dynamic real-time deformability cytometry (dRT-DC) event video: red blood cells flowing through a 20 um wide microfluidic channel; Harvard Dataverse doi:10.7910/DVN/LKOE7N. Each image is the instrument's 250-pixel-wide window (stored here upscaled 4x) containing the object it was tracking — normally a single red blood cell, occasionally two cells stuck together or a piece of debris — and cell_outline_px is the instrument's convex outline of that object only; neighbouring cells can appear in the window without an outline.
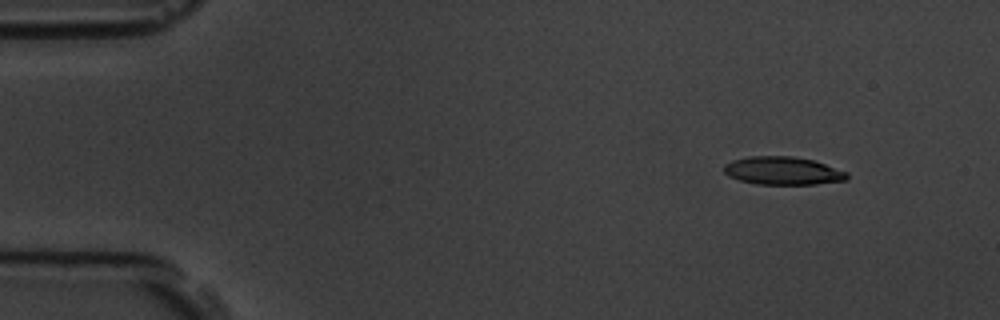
{"species": "common noctule bat (a hibernating species)", "species_latin": "Nyctalus noctula", "temperature_condition": "room temperature", "stored_images_in_passage": 4, "camera_frame_rate_fps": 3000, "um_per_image_px": 0.085, "animal": {"sex": "male", "body_mass_g": 19.5, "forearm_length_mm": 54.6}, "frame": {"image": 1, "passage_image": 1, "time_ms": 0.0, "image_size_px": [1000, 320], "cell_outline_px": [[848, 180], [816, 184], [756, 184], [740, 180], [728, 176], [724, 172], [724, 164], [732, 160], [748, 156], [792, 156], [812, 160], [848, 172]], "centroid_in_image_um": [66.53, 14.51], "position_along_channel_um": 18.5, "area_um2": 20.11}}
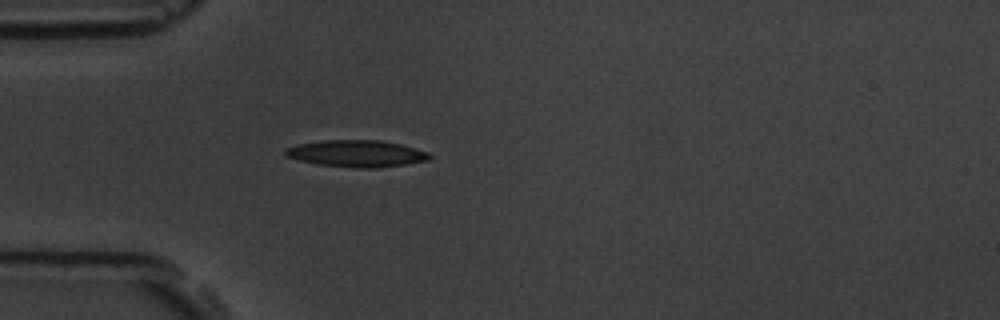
{"frame": {"image": 2, "passage_image": 4, "time_ms": 3.333, "image_size_px": [1000, 320], "cell_outline_px": [[432, 156], [428, 160], [404, 164], [376, 168], [356, 168], [316, 164], [300, 160], [288, 156], [284, 152], [284, 148], [296, 144], [324, 140], [380, 140], [400, 144], [428, 152]], "centroid_in_image_um": [30.29, 13.05], "position_along_channel_um": 54.7, "area_um2": 22.43}}